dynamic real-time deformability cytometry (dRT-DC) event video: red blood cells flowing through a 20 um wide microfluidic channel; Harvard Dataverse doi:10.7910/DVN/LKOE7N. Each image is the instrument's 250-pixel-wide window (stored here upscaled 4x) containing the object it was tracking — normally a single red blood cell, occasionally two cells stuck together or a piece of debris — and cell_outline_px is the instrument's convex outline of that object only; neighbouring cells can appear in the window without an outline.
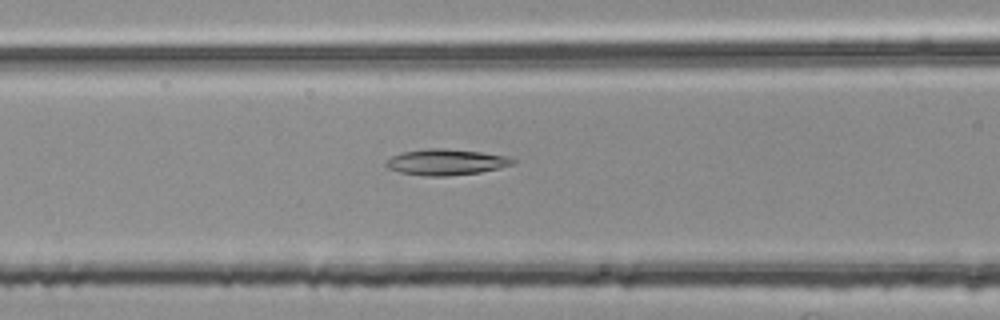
{"species": "common noctule bat (a hibernating species)", "species_latin": "Nyctalus noctula", "temperature_condition": "room temperature", "stored_images_in_passage": 38, "camera_frame_rate_fps": 3000, "um_per_image_px": 0.085, "animal": {"sex": "female", "body_mass_g": 25.1}, "frame": {"image": 1, "passage_image": 6, "time_ms": 1.667, "image_size_px": [1000, 320], "cell_outline_px": [[516, 160], [512, 164], [500, 168], [480, 172], [444, 176], [424, 176], [400, 172], [388, 168], [384, 164], [392, 156], [400, 152], [428, 148], [444, 148], [480, 152], [508, 156]], "centroid_in_image_um": [37.9, 13.77], "position_along_channel_um": 128.7, "area_um2": 19.13}}
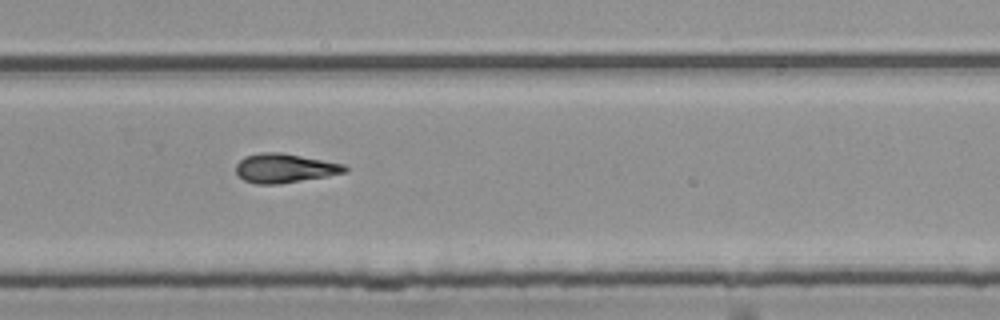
{"frame": {"image": 2, "passage_image": 20, "time_ms": 6.333, "image_size_px": [1000, 320], "cell_outline_px": [[348, 172], [328, 176], [280, 184], [256, 184], [244, 180], [236, 172], [236, 164], [244, 156], [260, 152], [284, 152], [344, 164], [348, 168]], "centroid_in_image_um": [24.21, 14.29], "position_along_channel_um": 305.6, "area_um2": 18.73}}
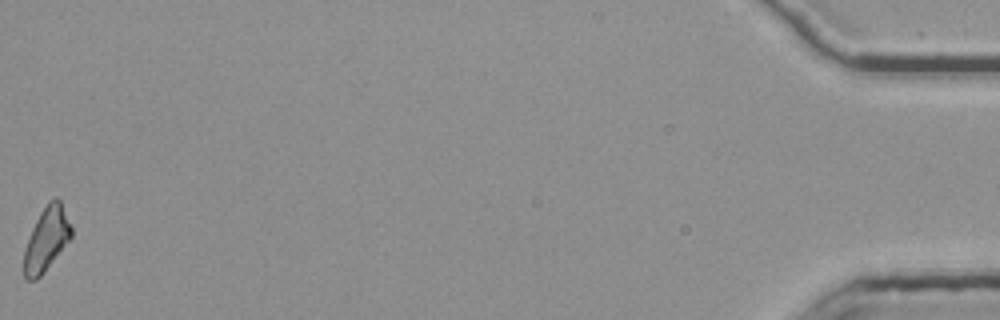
{"frame": {"image": 3, "passage_image": 38, "time_ms": 12.333, "image_size_px": [1000, 320], "cell_outline_px": [[72, 236], [44, 272], [36, 280], [24, 280], [24, 252], [32, 228], [40, 212], [48, 200], [56, 196], [60, 200], [72, 228]], "centroid_in_image_um": [3.94, 20.31], "position_along_channel_um": 431.3, "area_um2": 17.4}, "authors_computed_cell_mechanics": {"area_um2": 17.9469, "velocity_mm_per_s": 3.7985, "shape_relaxation_time_tau1_ms": 5.8014, "shape_relaxation_time_tau2_ms": null, "deformation_change_tau1": 0.194, "deformation_change_tau2": null}}